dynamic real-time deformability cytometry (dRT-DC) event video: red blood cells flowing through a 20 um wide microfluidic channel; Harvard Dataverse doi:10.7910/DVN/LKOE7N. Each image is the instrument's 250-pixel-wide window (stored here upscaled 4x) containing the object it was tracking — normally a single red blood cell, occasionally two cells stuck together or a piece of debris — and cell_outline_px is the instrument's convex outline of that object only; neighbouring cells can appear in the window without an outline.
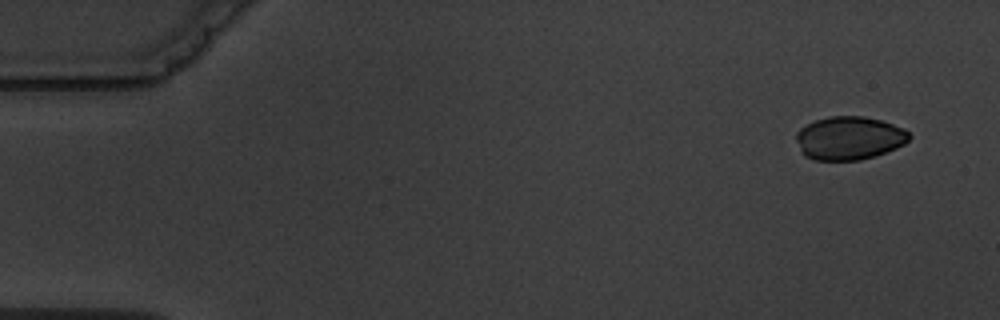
{"species": "common noctule bat (a hibernating species)", "species_latin": "Nyctalus noctula", "temperature_condition": "warm", "stored_images_in_passage": 5, "camera_frame_rate_fps": 3000, "um_per_image_px": 0.085, "animal": {"sex": "male", "body_mass_g": 19.5, "forearm_length_mm": 54.6}, "frame": {"image": 1, "passage_image": 1, "time_ms": 0.0, "image_size_px": [1000, 320], "cell_outline_px": [[912, 136], [904, 144], [896, 148], [876, 156], [860, 160], [812, 160], [804, 156], [800, 152], [796, 140], [796, 132], [800, 128], [816, 120], [828, 116], [864, 116], [880, 120], [904, 128]], "centroid_in_image_um": [72.17, 11.75], "position_along_channel_um": 12.8, "area_um2": 28.78}}